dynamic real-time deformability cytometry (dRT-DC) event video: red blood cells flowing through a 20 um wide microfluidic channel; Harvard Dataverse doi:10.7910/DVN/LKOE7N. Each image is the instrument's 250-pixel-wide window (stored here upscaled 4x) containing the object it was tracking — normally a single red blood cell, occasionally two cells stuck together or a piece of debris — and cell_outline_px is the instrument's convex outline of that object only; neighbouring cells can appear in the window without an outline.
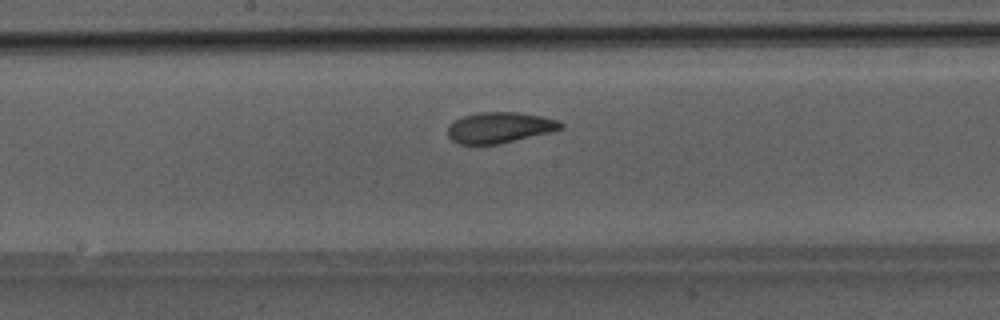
{"species": "Egyptian fruit bat (a non-hibernating species)", "species_latin": "Rousettus aegyptiacus", "temperature_condition": "room temperature", "stored_images_in_passage": 41, "camera_frame_rate_fps": 3000, "um_per_image_px": 0.085, "animal": {"sex": "male"}, "frame": {"image": 1, "passage_image": 18, "time_ms": 5.667, "image_size_px": [1000, 320], "cell_outline_px": [[564, 128], [552, 132], [500, 144], [460, 144], [452, 140], [448, 136], [448, 124], [464, 116], [476, 112], [520, 112], [540, 116], [556, 120], [564, 124]], "centroid_in_image_um": [42.48, 10.84], "position_along_channel_um": 205.7, "area_um2": 20.4}}
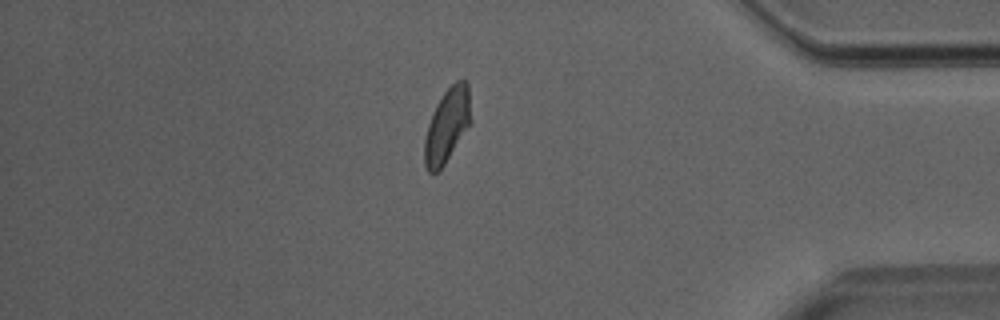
{"frame": {"image": 2, "passage_image": 34, "time_ms": 11.0, "image_size_px": [1000, 320], "cell_outline_px": [[472, 120], [444, 164], [436, 172], [428, 172], [424, 164], [424, 140], [428, 124], [432, 112], [436, 104], [444, 92], [456, 80], [468, 80]], "centroid_in_image_um": [38.01, 10.61], "position_along_channel_um": 397.2, "area_um2": 19.94}}
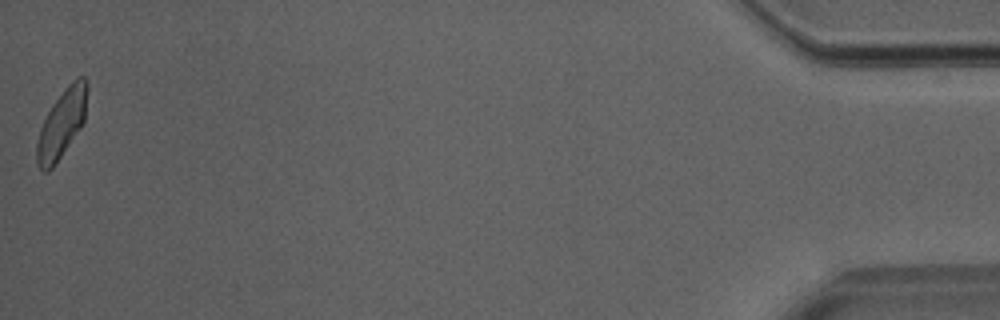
{"frame": {"image": 3, "passage_image": 41, "time_ms": 13.333, "image_size_px": [1000, 320], "cell_outline_px": [[88, 88], [84, 120], [80, 128], [52, 168], [48, 172], [44, 172], [36, 164], [36, 144], [40, 128], [52, 104], [64, 88], [76, 76], [84, 76], [88, 80]], "centroid_in_image_um": [5.25, 10.47], "position_along_channel_um": 429.9, "area_um2": 20.06}}